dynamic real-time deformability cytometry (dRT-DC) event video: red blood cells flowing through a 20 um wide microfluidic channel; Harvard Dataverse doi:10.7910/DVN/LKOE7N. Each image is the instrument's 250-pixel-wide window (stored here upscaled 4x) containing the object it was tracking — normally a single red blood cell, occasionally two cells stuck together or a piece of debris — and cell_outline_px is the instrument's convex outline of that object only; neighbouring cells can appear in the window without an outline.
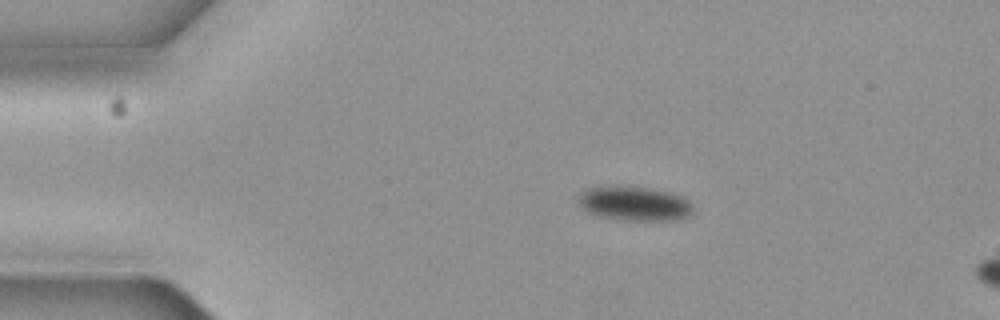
{"species": "common noctule bat (a hibernating species)", "species_latin": "Nyctalus noctula", "temperature_condition": "cold", "stored_images_in_passage": 5, "camera_frame_rate_fps": 3000, "um_per_image_px": 0.085, "animal": {"sex": "female", "body_mass_g": 19.3, "forearm_length_mm": 54.1}, "frame": {"image": 1, "passage_image": 3, "time_ms": 0.667, "image_size_px": [1000, 320], "cell_outline_px": [[692, 212], [676, 220], [624, 220], [600, 216], [588, 212], [580, 208], [580, 192], [588, 188], [644, 188], [668, 192], [680, 196], [688, 200], [692, 204]], "centroid_in_image_um": [53.93, 17.34], "position_along_channel_um": 31.1, "area_um2": 22.02}}